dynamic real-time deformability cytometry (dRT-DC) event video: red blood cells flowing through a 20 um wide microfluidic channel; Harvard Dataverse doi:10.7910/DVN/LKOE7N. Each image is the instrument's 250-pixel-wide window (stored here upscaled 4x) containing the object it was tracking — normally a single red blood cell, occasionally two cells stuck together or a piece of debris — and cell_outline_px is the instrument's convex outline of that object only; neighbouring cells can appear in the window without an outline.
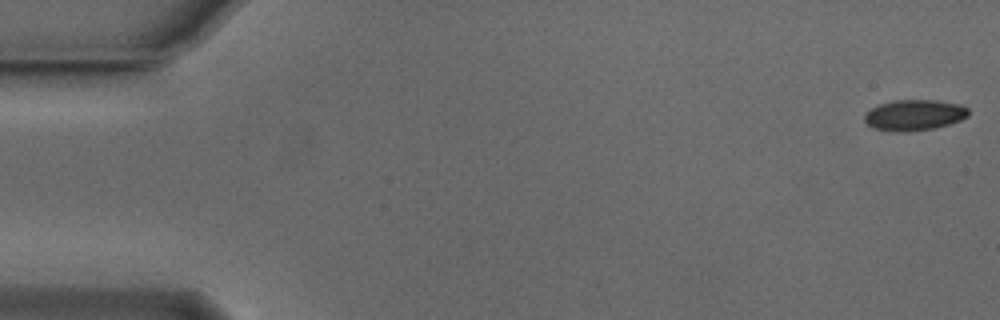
{"species": "Egyptian fruit bat (a non-hibernating species)", "species_latin": "Rousettus aegyptiacus", "temperature_condition": "cold", "stored_images_in_passage": 53, "camera_frame_rate_fps": 3000, "um_per_image_px": 0.085, "animal": {"sex": "male"}, "frame": {"image": 1, "passage_image": 1, "time_ms": 0.0, "image_size_px": [1000, 320], "cell_outline_px": [[968, 116], [960, 120], [948, 124], [932, 128], [908, 132], [896, 132], [876, 128], [868, 124], [864, 120], [864, 116], [872, 108], [880, 104], [892, 100], [936, 100], [960, 104], [968, 108]], "centroid_in_image_um": [77.73, 9.77], "position_along_channel_um": 7.3, "area_um2": 18.5}}
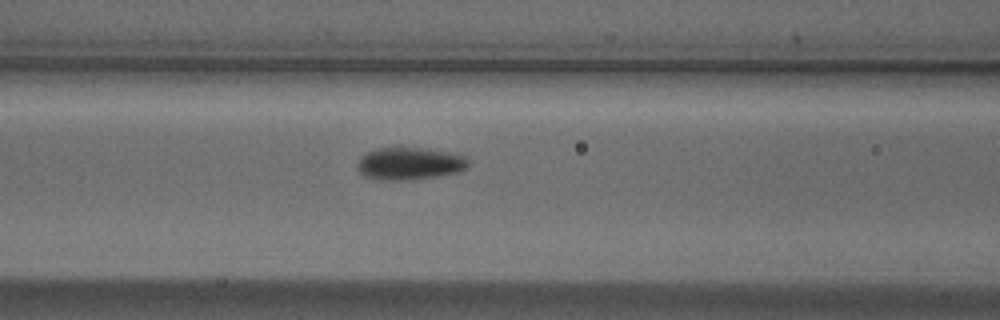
{"frame": {"image": 2, "passage_image": 22, "time_ms": 7.0, "image_size_px": [1000, 320], "cell_outline_px": [[468, 164], [460, 172], [436, 176], [400, 180], [392, 180], [364, 176], [360, 172], [356, 164], [368, 152], [376, 148], [428, 148], [448, 152], [464, 156], [468, 160]], "centroid_in_image_um": [34.84, 13.89], "position_along_channel_um": 131.8, "area_um2": 20.46}}
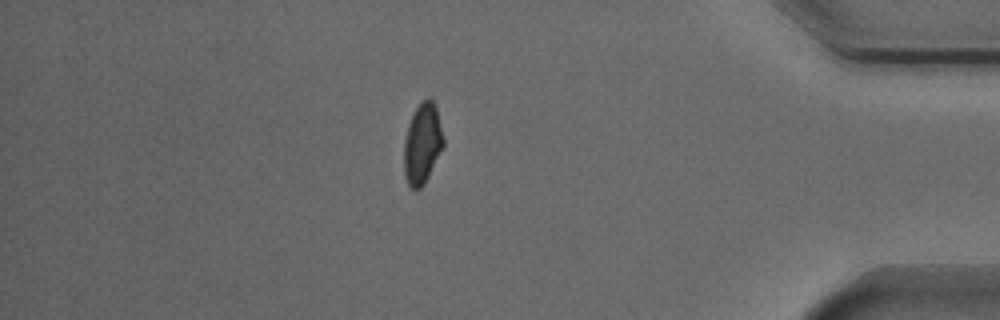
{"frame": {"image": 3, "passage_image": 46, "time_ms": 15.0, "image_size_px": [1000, 320], "cell_outline_px": [[444, 144], [424, 184], [420, 188], [412, 188], [408, 184], [404, 176], [404, 140], [408, 124], [416, 108], [428, 96], [436, 104], [444, 136]], "centroid_in_image_um": [35.9, 12.18], "position_along_channel_um": 399.3, "area_um2": 18.44}, "authors_computed_cell_mechanics": {"area_um2": 19.074, "velocity_mm_per_s": 3.8391, "shape_relaxation_time_tau1_ms": 2.5892, "shape_relaxation_time_tau2_ms": null, "deformation_change_tau1": 0.0789, "deformation_change_tau2": null}}